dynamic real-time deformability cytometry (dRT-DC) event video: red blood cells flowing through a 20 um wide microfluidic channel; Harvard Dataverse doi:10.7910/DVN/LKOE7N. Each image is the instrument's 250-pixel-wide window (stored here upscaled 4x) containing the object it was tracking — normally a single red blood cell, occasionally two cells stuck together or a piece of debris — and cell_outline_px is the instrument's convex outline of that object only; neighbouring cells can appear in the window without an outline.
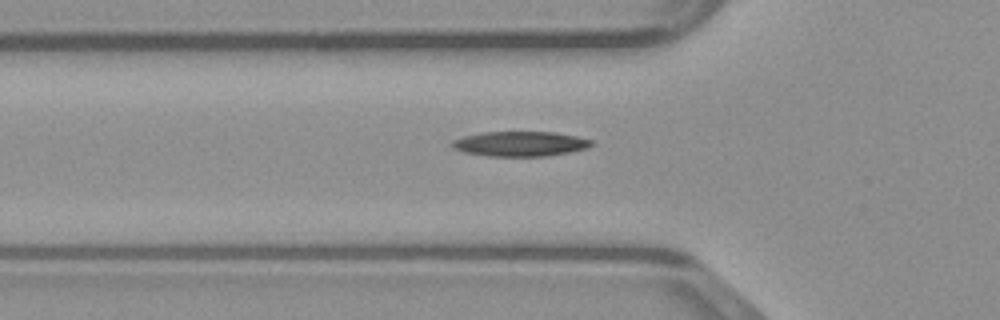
{"species": "common noctule bat (a hibernating species)", "species_latin": "Nyctalus noctula", "temperature_condition": "warm", "stored_images_in_passage": 36, "camera_frame_rate_fps": 3000, "um_per_image_px": 0.085, "animal": {"sex": "male", "body_mass_g": 23.1, "forearm_length_mm": 52.7}, "frame": {"image": 1, "passage_image": 7, "time_ms": 2.0, "image_size_px": [1000, 320], "cell_outline_px": [[592, 144], [588, 148], [568, 152], [544, 156], [488, 156], [464, 152], [452, 148], [452, 140], [464, 136], [480, 132], [556, 132], [576, 136], [592, 140]], "centroid_in_image_um": [44.19, 12.22], "position_along_channel_um": 81.6, "area_um2": 20.17}}
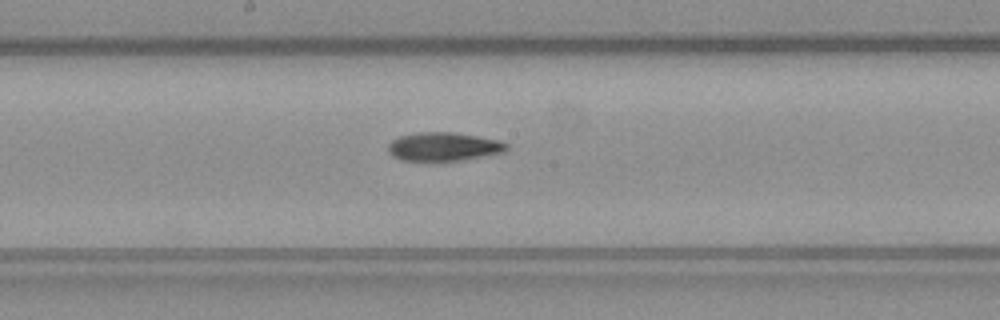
{"frame": {"image": 2, "passage_image": 16, "time_ms": 5.0, "image_size_px": [1000, 320], "cell_outline_px": [[508, 148], [500, 152], [460, 160], [400, 160], [392, 156], [388, 152], [388, 144], [392, 140], [400, 136], [416, 132], [452, 132], [500, 140], [508, 144]], "centroid_in_image_um": [37.65, 12.45], "position_along_channel_um": 210.6, "area_um2": 19.42}}
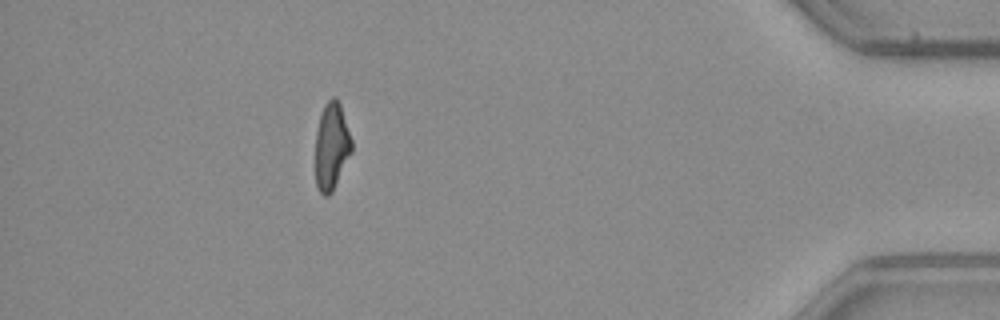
{"frame": {"image": 3, "passage_image": 34, "time_ms": 11.0, "image_size_px": [1000, 320], "cell_outline_px": [[352, 152], [332, 192], [328, 196], [324, 196], [320, 192], [316, 184], [316, 132], [320, 112], [324, 104], [332, 96], [336, 96], [340, 104], [352, 140]], "centroid_in_image_um": [28.18, 12.41], "position_along_channel_um": 407.0, "area_um2": 18.5}}